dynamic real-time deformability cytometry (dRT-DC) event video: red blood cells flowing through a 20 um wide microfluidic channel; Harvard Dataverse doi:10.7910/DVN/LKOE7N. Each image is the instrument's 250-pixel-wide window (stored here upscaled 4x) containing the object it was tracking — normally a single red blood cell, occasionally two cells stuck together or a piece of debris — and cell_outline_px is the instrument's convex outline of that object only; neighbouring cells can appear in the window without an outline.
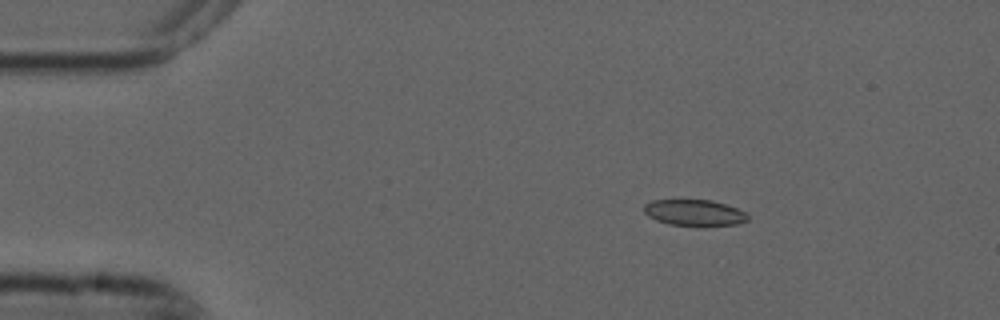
{"species": "common noctule bat (a hibernating species)", "species_latin": "Nyctalus noctula", "temperature_condition": "cold", "stored_images_in_passage": 4, "camera_frame_rate_fps": 3000, "um_per_image_px": 0.085, "animal": {"sex": "male", "forearm_length_mm": 52.5}, "frame": {"image": 1, "passage_image": 2, "time_ms": 0.333, "image_size_px": [1000, 320], "cell_outline_px": [[748, 220], [736, 224], [704, 228], [668, 224], [656, 220], [648, 216], [644, 212], [644, 204], [652, 200], [712, 200], [736, 208], [744, 212], [748, 216]], "centroid_in_image_um": [59.01, 18.11], "position_along_channel_um": 26.0, "area_um2": 16.24}}